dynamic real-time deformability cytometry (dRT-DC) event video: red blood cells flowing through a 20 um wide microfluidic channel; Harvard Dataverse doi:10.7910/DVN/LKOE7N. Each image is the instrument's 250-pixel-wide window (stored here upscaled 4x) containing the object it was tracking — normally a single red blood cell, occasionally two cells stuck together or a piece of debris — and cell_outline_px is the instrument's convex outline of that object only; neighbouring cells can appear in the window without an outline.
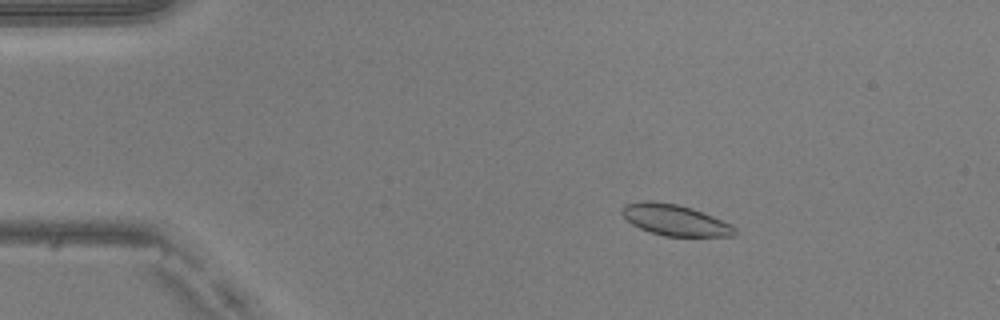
{"species": "common noctule bat (a hibernating species)", "species_latin": "Nyctalus noctula", "temperature_condition": "warm", "stored_images_in_passage": 52, "camera_frame_rate_fps": 3000, "um_per_image_px": 0.085, "animal": {"sex": "male", "body_mass_g": 20.5, "forearm_length_mm": 52.5}, "frame": {"image": 1, "passage_image": 9, "time_ms": 2.667, "image_size_px": [1000, 320], "cell_outline_px": [[736, 236], [664, 236], [640, 228], [632, 224], [620, 212], [624, 204], [640, 200], [652, 200], [676, 204], [692, 208], [732, 224], [736, 228]], "centroid_in_image_um": [57.36, 18.69], "position_along_channel_um": 27.6, "area_um2": 20.46}}
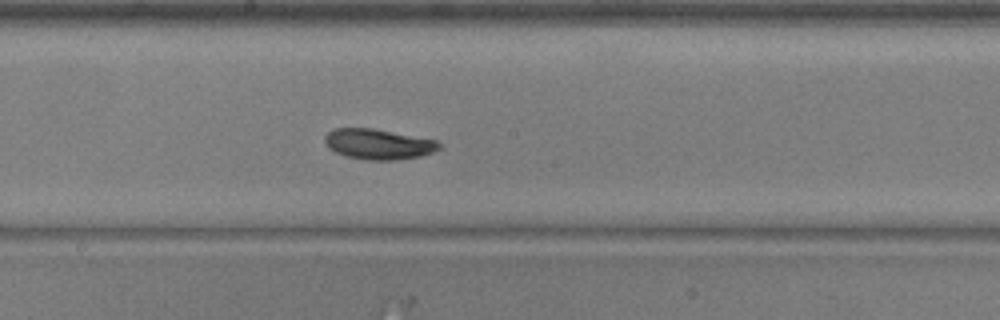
{"frame": {"image": 2, "passage_image": 28, "time_ms": 9.0, "image_size_px": [1000, 320], "cell_outline_px": [[444, 148], [420, 156], [396, 160], [364, 160], [344, 156], [328, 148], [324, 140], [324, 136], [332, 128], [372, 128], [436, 140]], "centroid_in_image_um": [32.14, 12.26], "position_along_channel_um": 216.1, "area_um2": 20.4}}
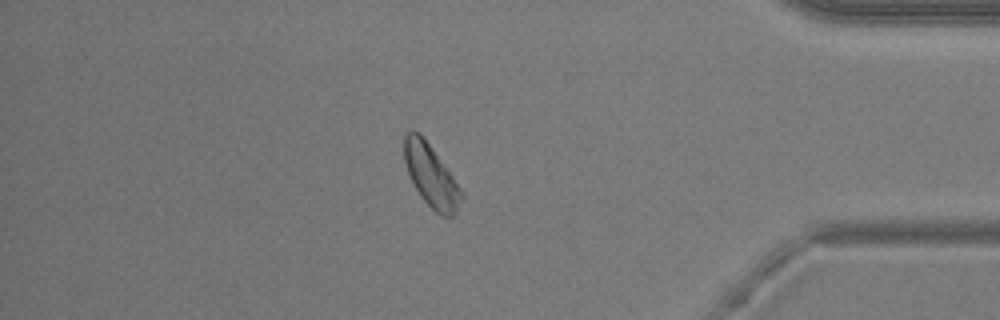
{"frame": {"image": 3, "passage_image": 44, "time_ms": 14.333, "image_size_px": [1000, 320], "cell_outline_px": [[464, 196], [456, 212], [452, 216], [440, 216], [420, 196], [408, 172], [404, 160], [404, 136], [412, 128], [420, 132], [432, 148], [464, 192]], "centroid_in_image_um": [36.65, 14.92], "position_along_channel_um": 398.6, "area_um2": 20.63}, "authors_computed_cell_mechanics": {"area_um2": 20.6346, "velocity_mm_per_s": 4.0251, "shape_relaxation_time_tau1_ms": 1.8088, "shape_relaxation_time_tau2_ms": 7.5897, "deformation_change_tau1": 0.111, "deformation_change_tau2": 0.1454}}